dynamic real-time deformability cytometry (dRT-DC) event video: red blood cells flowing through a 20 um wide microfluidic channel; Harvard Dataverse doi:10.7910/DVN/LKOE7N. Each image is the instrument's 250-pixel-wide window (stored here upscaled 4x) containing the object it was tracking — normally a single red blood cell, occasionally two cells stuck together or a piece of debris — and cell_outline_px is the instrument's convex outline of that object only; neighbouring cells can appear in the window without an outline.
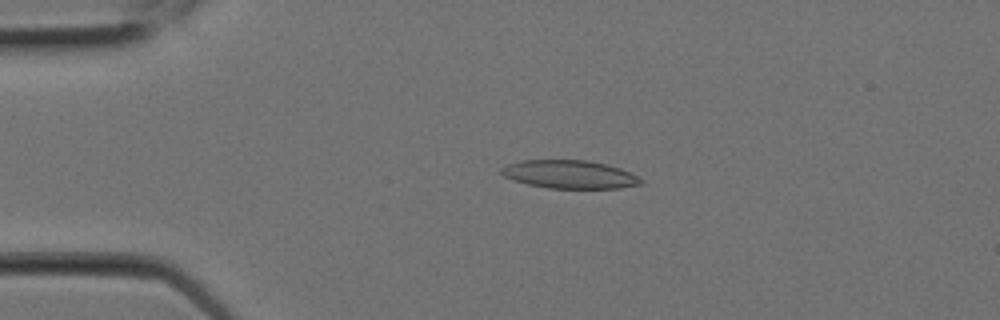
{"species": "Egyptian fruit bat (a non-hibernating species)", "species_latin": "Rousettus aegyptiacus", "temperature_condition": "room temperature", "stored_images_in_passage": 7, "camera_frame_rate_fps": 3000, "um_per_image_px": 0.085, "animal": {"sex": "female"}, "frame": {"image": 1, "passage_image": 3, "time_ms": 0.667, "image_size_px": [1000, 320], "cell_outline_px": [[644, 184], [620, 188], [548, 188], [528, 184], [512, 180], [504, 176], [500, 172], [500, 168], [508, 164], [520, 160], [588, 160], [620, 168], [644, 180]], "centroid_in_image_um": [48.4, 14.82], "position_along_channel_um": 36.6, "area_um2": 22.95}}
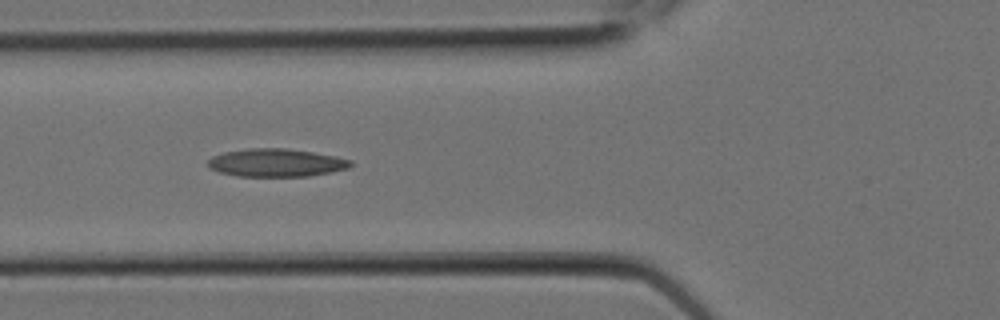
{"frame": {"image": 2, "passage_image": 6, "time_ms": 1.667, "image_size_px": [1000, 320], "cell_outline_px": [[352, 164], [348, 168], [308, 176], [236, 176], [220, 172], [208, 168], [208, 160], [212, 156], [224, 152], [248, 148], [288, 148], [336, 156], [352, 160]], "centroid_in_image_um": [23.45, 13.82], "position_along_channel_um": 102.4, "area_um2": 23.24}}
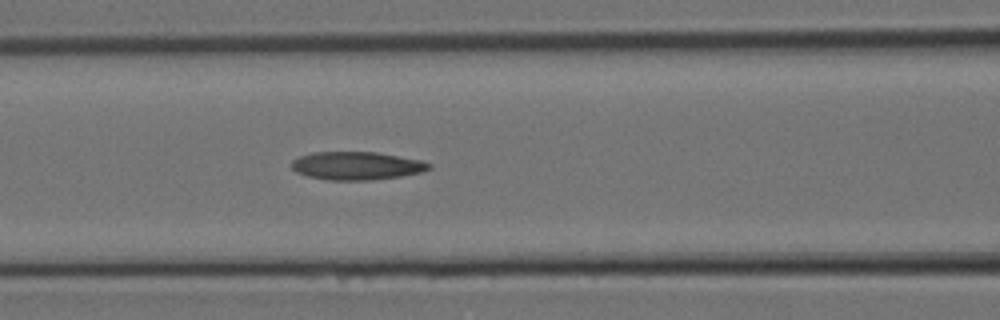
{"frame": {"image": 3, "passage_image": 7, "time_ms": 2.0, "image_size_px": [1000, 320], "cell_outline_px": [[432, 168], [420, 172], [400, 176], [372, 180], [328, 180], [308, 176], [296, 172], [292, 168], [292, 160], [300, 156], [312, 152], [376, 152], [420, 160], [432, 164]], "centroid_in_image_um": [30.3, 14.09], "position_along_channel_um": 136.3, "area_um2": 22.43}}